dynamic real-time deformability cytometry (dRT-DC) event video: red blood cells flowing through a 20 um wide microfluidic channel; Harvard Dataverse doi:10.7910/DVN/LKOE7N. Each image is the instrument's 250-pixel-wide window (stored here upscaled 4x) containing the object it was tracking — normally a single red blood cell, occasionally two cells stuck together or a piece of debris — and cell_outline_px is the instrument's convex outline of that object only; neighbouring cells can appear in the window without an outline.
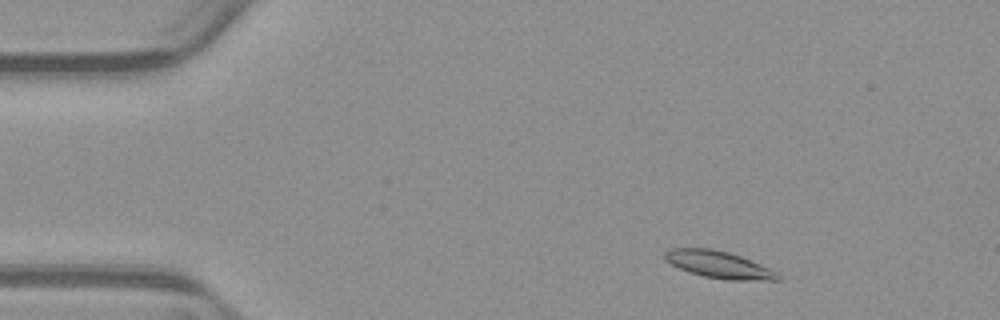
{"species": "common noctule bat (a hibernating species)", "species_latin": "Nyctalus noctula", "temperature_condition": "warm", "stored_images_in_passage": 50, "camera_frame_rate_fps": 3000, "um_per_image_px": 0.085, "animal": {"sex": "male", "body_mass_g": 23.1, "forearm_length_mm": 52.7}, "frame": {"image": 1, "passage_image": 4, "time_ms": 1.0, "image_size_px": [1000, 320], "cell_outline_px": [[780, 280], [728, 280], [704, 276], [680, 268], [664, 260], [664, 252], [672, 248], [712, 248], [728, 252], [752, 260], [776, 272], [780, 276]], "centroid_in_image_um": [61.09, 22.48], "position_along_channel_um": 23.9, "area_um2": 17.63}}
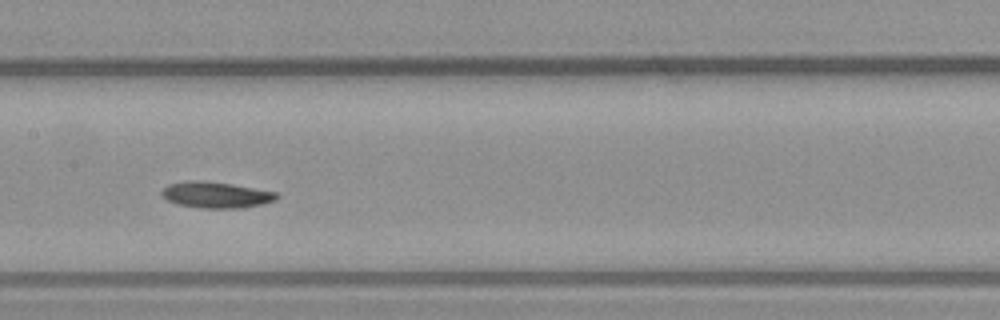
{"frame": {"image": 2, "passage_image": 23, "time_ms": 7.333, "image_size_px": [1000, 320], "cell_outline_px": [[280, 196], [276, 200], [260, 204], [240, 208], [200, 208], [176, 204], [160, 196], [160, 192], [168, 184], [184, 180], [204, 180], [232, 184], [276, 192]], "centroid_in_image_um": [18.31, 16.55], "position_along_channel_um": 189.1, "area_um2": 17.69}}
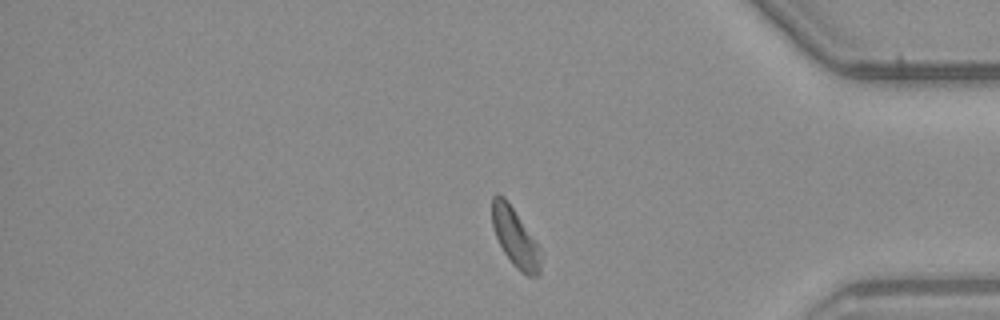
{"frame": {"image": 3, "passage_image": 41, "time_ms": 13.333, "image_size_px": [1000, 320], "cell_outline_px": [[540, 272], [536, 276], [528, 276], [520, 272], [512, 264], [504, 252], [496, 236], [492, 224], [492, 196], [496, 192], [504, 196], [536, 244], [540, 260]], "centroid_in_image_um": [43.73, 20.19], "position_along_channel_um": 391.5, "area_um2": 15.9}, "authors_computed_cell_mechanics": {"area_um2": 17.2533, "velocity_mm_per_s": 3.8131, "shape_relaxation_time_tau1_ms": 6.0964, "shape_relaxation_time_tau2_ms": null, "deformation_change_tau1": 0.1128, "deformation_change_tau2": null}}